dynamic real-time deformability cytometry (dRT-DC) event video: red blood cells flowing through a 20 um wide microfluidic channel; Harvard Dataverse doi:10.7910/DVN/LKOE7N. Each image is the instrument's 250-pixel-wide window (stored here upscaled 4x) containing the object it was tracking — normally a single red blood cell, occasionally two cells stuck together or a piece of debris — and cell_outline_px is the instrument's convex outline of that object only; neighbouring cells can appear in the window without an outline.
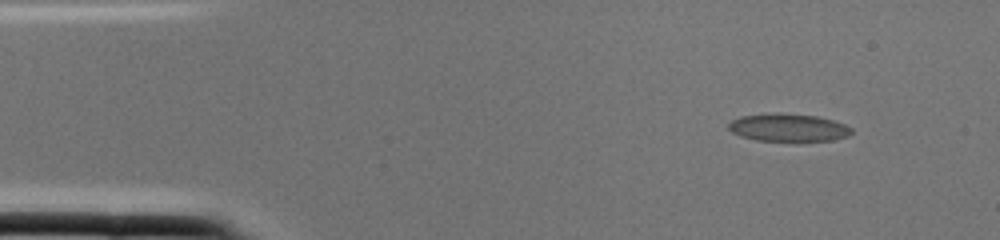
{"species": "common noctule bat (a hibernating species)", "species_latin": "Nyctalus noctula", "temperature_condition": "cold", "stored_images_in_passage": 1, "camera_frame_rate_fps": 3000, "um_per_image_px": 0.085, "animal": {"sex": "female", "body_mass_g": 22.0, "forearm_length_mm": 56.7}, "frame": {"image": 1, "passage_image": 1, "time_ms": 0.0, "image_size_px": [1000, 240], "cell_outline_px": [[852, 132], [848, 136], [832, 140], [756, 140], [740, 136], [732, 132], [728, 128], [728, 124], [732, 120], [740, 116], [776, 112], [780, 112], [816, 116], [832, 120], [844, 124], [852, 128]], "centroid_in_image_um": [66.98, 10.82], "position_along_channel_um": 18.0, "area_um2": 19.77}}